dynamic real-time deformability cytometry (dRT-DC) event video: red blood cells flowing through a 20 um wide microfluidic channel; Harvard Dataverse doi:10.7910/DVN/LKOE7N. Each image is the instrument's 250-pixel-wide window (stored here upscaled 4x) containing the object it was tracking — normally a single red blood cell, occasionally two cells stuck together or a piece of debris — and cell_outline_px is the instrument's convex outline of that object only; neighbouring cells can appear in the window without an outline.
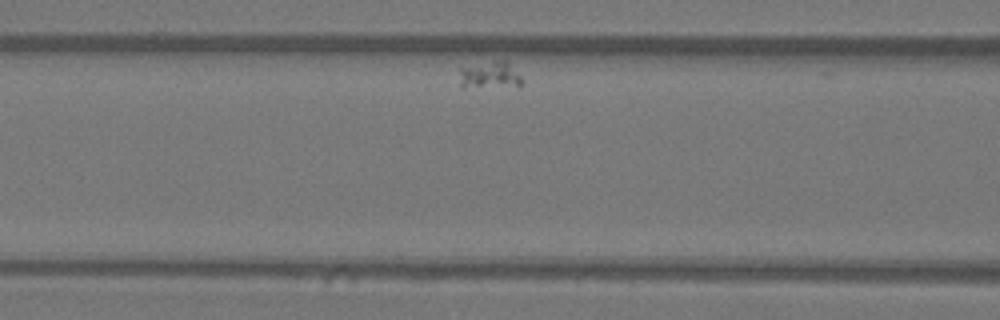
{"species": "Egyptian fruit bat (a non-hibernating species)", "species_latin": "Rousettus aegyptiacus", "temperature_condition": "warm", "stored_images_in_passage": 25, "segment_of_instrument_passage": [1, 2], "camera_frame_rate_fps": 3000, "um_per_image_px": 0.085, "animal": {"sex": "female"}, "frame": {"image": 1, "passage_image": 9, "time_ms": 2.667, "image_size_px": [1000, 320], "cell_outline_px": [[524, 84], [520, 88], [460, 88], [460, 68], [496, 60], [504, 60], [524, 80]], "centroid_in_image_um": [41.68, 6.47], "position_along_channel_um": 124.9, "area_um2": 10.4}}